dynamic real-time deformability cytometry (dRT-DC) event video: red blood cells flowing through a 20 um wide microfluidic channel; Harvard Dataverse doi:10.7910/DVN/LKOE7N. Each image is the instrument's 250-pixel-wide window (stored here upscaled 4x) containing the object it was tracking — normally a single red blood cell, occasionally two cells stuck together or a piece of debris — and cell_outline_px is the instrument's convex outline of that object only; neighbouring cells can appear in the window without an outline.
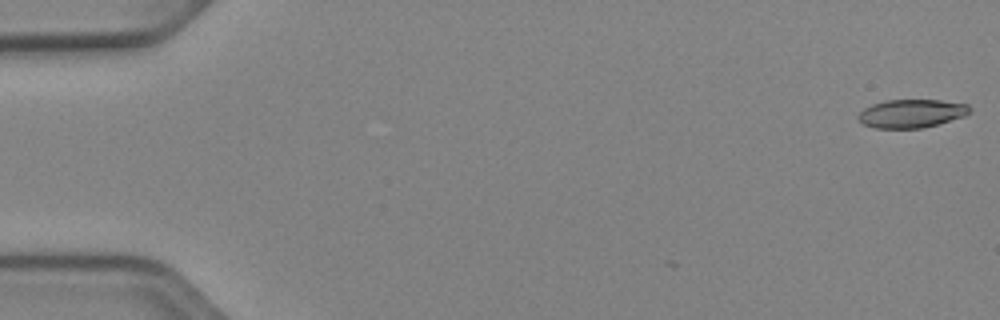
{"species": "Egyptian fruit bat (a non-hibernating species)", "species_latin": "Rousettus aegyptiacus", "temperature_condition": "cold", "stored_images_in_passage": 52, "camera_frame_rate_fps": 3000, "um_per_image_px": 0.085, "animal": {"sex": "female"}, "frame": {"image": 1, "passage_image": 1, "time_ms": 0.0, "image_size_px": [1000, 320], "cell_outline_px": [[972, 112], [964, 116], [936, 124], [920, 128], [876, 128], [864, 124], [856, 116], [864, 108], [872, 104], [884, 100], [940, 100], [968, 104], [972, 108]], "centroid_in_image_um": [77.49, 9.63], "position_along_channel_um": 7.5, "area_um2": 18.38}}
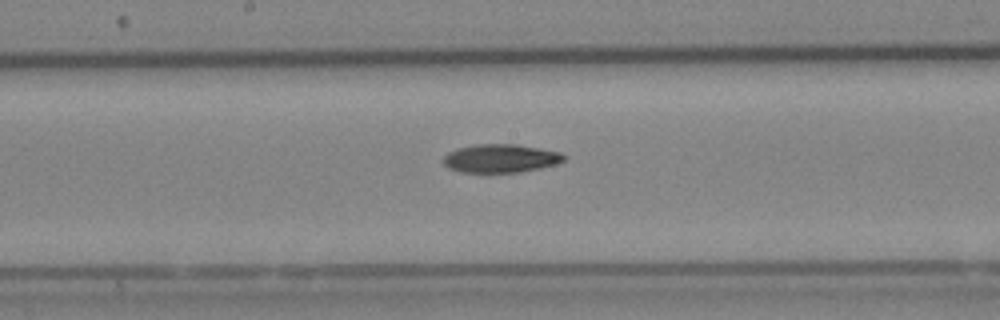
{"frame": {"image": 2, "passage_image": 28, "time_ms": 9.0, "image_size_px": [1000, 320], "cell_outline_px": [[568, 156], [564, 160], [556, 164], [540, 168], [520, 172], [460, 172], [448, 168], [444, 164], [444, 156], [448, 152], [456, 148], [476, 144], [516, 144], [540, 148], [560, 152]], "centroid_in_image_um": [42.56, 13.45], "position_along_channel_um": 205.6, "area_um2": 20.06}}
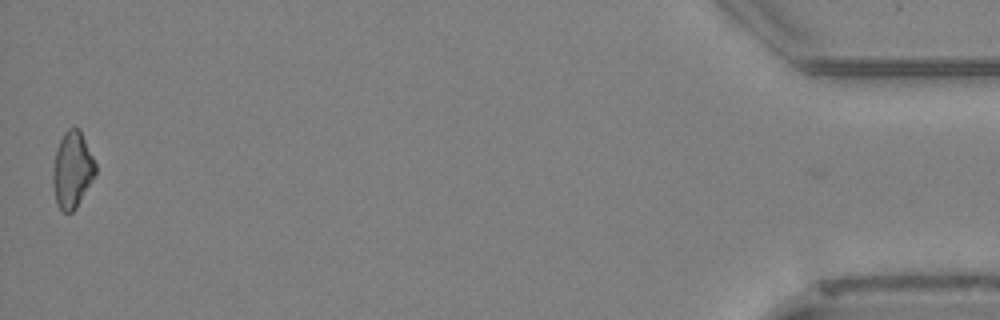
{"frame": {"image": 3, "passage_image": 52, "time_ms": 17.0, "image_size_px": [1000, 320], "cell_outline_px": [[96, 172], [76, 208], [72, 212], [64, 212], [56, 204], [52, 184], [52, 168], [56, 148], [64, 132], [68, 128], [80, 128], [96, 164]], "centroid_in_image_um": [6.12, 14.42], "position_along_channel_um": 429.1, "area_um2": 19.02}, "authors_computed_cell_mechanics": {"area_um2": 19.5942, "velocity_mm_per_s": 3.9385, "shape_relaxation_time_tau1_ms": 10.8961, "shape_relaxation_time_tau2_ms": null, "deformation_change_tau1": 0.2159, "deformation_change_tau2": null}}